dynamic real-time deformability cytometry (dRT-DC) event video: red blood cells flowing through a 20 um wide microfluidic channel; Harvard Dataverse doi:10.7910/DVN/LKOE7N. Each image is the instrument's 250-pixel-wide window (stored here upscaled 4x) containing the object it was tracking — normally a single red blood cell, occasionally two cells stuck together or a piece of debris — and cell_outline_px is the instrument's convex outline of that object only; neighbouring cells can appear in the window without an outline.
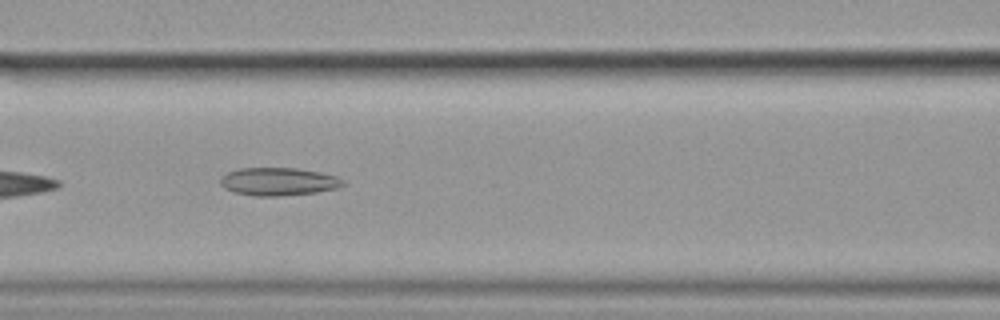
{"species": "common noctule bat (a hibernating species)", "species_latin": "Nyctalus noctula", "temperature_condition": "cold", "stored_images_in_passage": 25, "camera_frame_rate_fps": 3000, "um_per_image_px": 0.085, "animal": {"sex": "female", "body_mass_g": 19.9}, "frame": {"image": 1, "passage_image": 8, "time_ms": 2.333, "image_size_px": [1000, 320], "cell_outline_px": [[344, 184], [340, 188], [316, 192], [280, 196], [256, 196], [236, 192], [224, 188], [220, 184], [220, 176], [228, 172], [240, 168], [296, 168], [320, 172], [336, 176], [344, 180]], "centroid_in_image_um": [23.67, 15.43], "position_along_channel_um": 142.9, "area_um2": 20.0}}
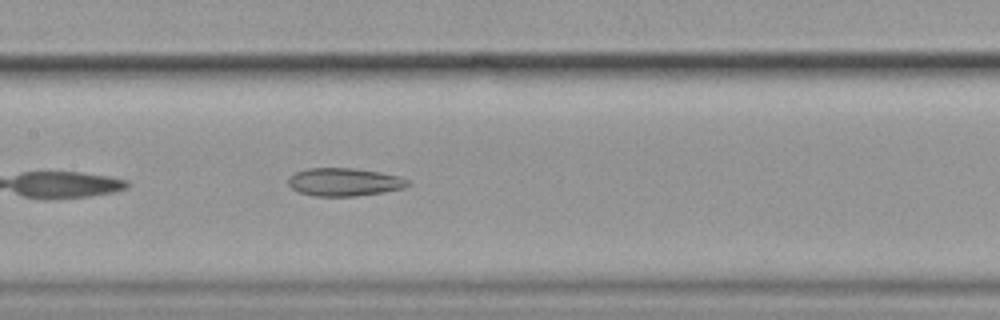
{"frame": {"image": 2, "passage_image": 11, "time_ms": 3.333, "image_size_px": [1000, 320], "cell_outline_px": [[412, 184], [404, 188], [384, 192], [356, 196], [316, 196], [300, 192], [292, 188], [288, 184], [288, 180], [296, 172], [304, 168], [356, 168], [380, 172], [400, 176], [408, 180]], "centroid_in_image_um": [29.31, 15.46], "position_along_channel_um": 178.1, "area_um2": 19.59}}
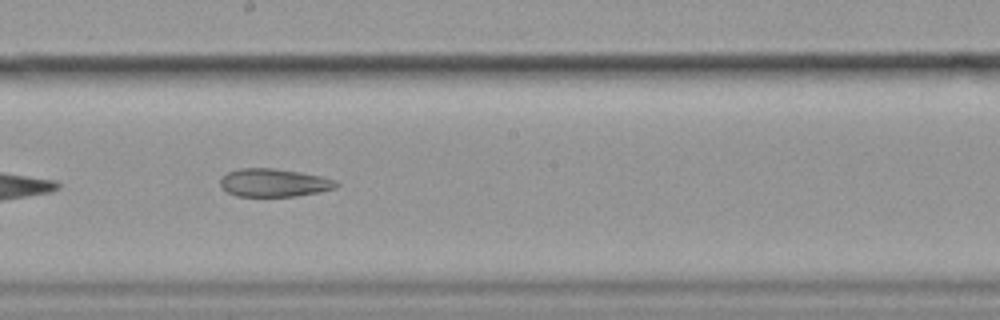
{"frame": {"image": 3, "passage_image": 15, "time_ms": 4.667, "image_size_px": [1000, 320], "cell_outline_px": [[340, 184], [336, 188], [296, 196], [236, 196], [228, 192], [220, 184], [220, 180], [228, 172], [240, 168], [272, 168], [300, 172], [336, 180]], "centroid_in_image_um": [23.29, 15.53], "position_along_channel_um": 224.9, "area_um2": 18.73}}